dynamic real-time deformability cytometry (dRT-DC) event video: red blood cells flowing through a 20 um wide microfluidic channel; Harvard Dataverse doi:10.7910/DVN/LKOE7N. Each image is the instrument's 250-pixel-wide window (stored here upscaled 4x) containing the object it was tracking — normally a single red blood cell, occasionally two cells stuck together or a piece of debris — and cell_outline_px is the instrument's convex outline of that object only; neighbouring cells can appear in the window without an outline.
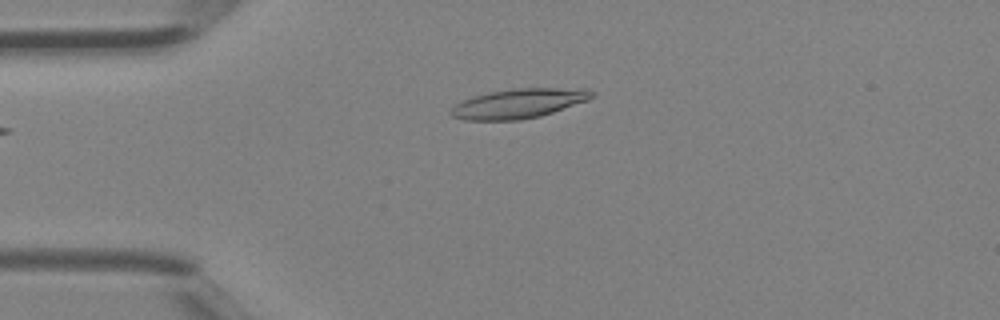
{"species": "Egyptian fruit bat (a non-hibernating species)", "species_latin": "Rousettus aegyptiacus", "temperature_condition": "room temperature", "stored_images_in_passage": 32, "camera_frame_rate_fps": 3000, "um_per_image_px": 0.085, "animal": {"sex": "female"}, "frame": {"image": 1, "passage_image": 1, "time_ms": 0.0, "image_size_px": [1000, 320], "cell_outline_px": [[596, 96], [588, 100], [540, 116], [520, 120], [464, 120], [452, 116], [448, 112], [456, 104], [472, 96], [488, 92], [512, 88], [584, 88], [596, 92]], "centroid_in_image_um": [44.11, 8.78], "position_along_channel_um": 40.9, "area_um2": 24.39}}
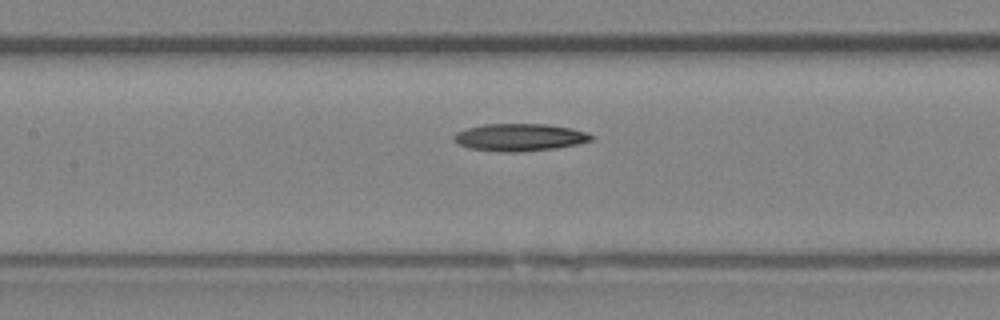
{"frame": {"image": 2, "passage_image": 10, "time_ms": 3.0, "image_size_px": [1000, 320], "cell_outline_px": [[596, 136], [592, 140], [576, 144], [556, 148], [520, 152], [500, 152], [468, 148], [460, 144], [452, 136], [456, 132], [464, 128], [484, 124], [548, 124], [572, 128], [588, 132]], "centroid_in_image_um": [44.19, 11.66], "position_along_channel_um": 163.2, "area_um2": 22.14}}
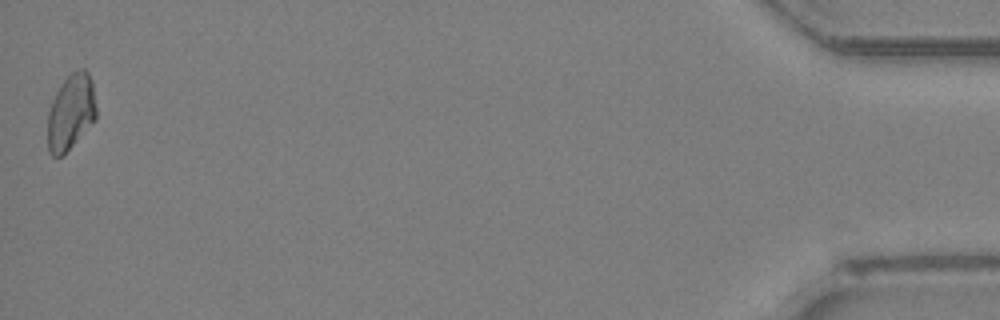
{"frame": {"image": 3, "passage_image": 32, "time_ms": 10.333, "image_size_px": [1000, 320], "cell_outline_px": [[96, 120], [60, 156], [52, 156], [48, 152], [48, 112], [52, 100], [56, 92], [64, 80], [72, 72], [80, 68], [84, 68], [88, 72], [92, 80], [96, 108]], "centroid_in_image_um": [6.03, 9.49], "position_along_channel_um": 429.2, "area_um2": 21.21}}